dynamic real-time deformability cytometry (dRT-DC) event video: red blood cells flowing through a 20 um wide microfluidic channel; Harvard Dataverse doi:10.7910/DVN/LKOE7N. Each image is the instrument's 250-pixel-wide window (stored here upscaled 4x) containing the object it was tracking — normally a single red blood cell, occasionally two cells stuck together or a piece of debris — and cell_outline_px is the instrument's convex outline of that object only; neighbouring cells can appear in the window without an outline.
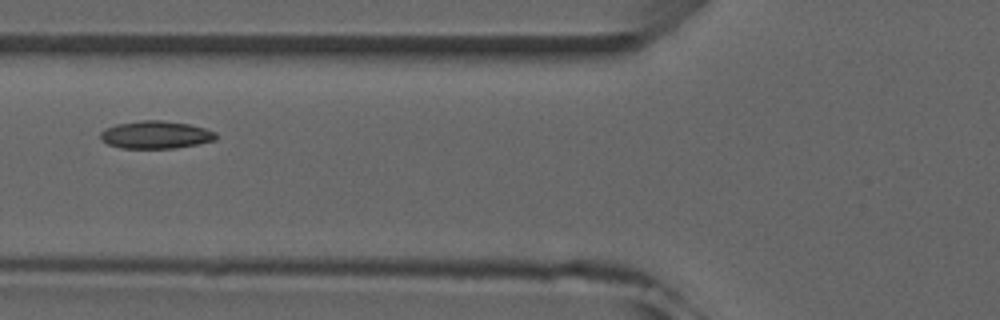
{"species": "common noctule bat (a hibernating species)", "species_latin": "Nyctalus noctula", "temperature_condition": "room temperature", "stored_images_in_passage": 4, "camera_frame_rate_fps": 3000, "um_per_image_px": 0.085, "animal": {"sex": "male", "forearm_length_mm": 52.5}, "frame": {"image": 1, "passage_image": 3, "time_ms": 3.0, "image_size_px": [1000, 320], "cell_outline_px": [[216, 140], [200, 144], [176, 148], [120, 148], [108, 144], [100, 140], [100, 132], [104, 128], [116, 124], [140, 120], [160, 120], [188, 124], [204, 128], [216, 132]], "centroid_in_image_um": [13.21, 11.46], "position_along_channel_um": 112.6, "area_um2": 18.79}}
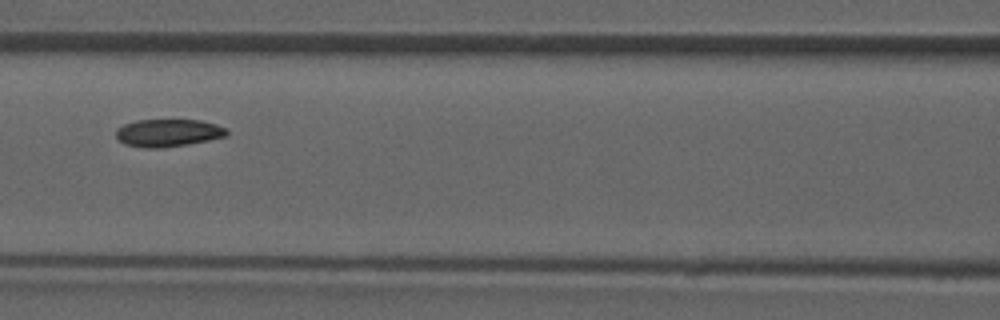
{"frame": {"image": 2, "passage_image": 4, "time_ms": 4.0, "image_size_px": [1000, 320], "cell_outline_px": [[228, 136], [188, 144], [160, 148], [148, 148], [124, 144], [116, 136], [116, 128], [124, 124], [136, 120], [200, 120], [216, 124], [228, 128]], "centroid_in_image_um": [14.31, 11.29], "position_along_channel_um": 152.3, "area_um2": 17.86}}